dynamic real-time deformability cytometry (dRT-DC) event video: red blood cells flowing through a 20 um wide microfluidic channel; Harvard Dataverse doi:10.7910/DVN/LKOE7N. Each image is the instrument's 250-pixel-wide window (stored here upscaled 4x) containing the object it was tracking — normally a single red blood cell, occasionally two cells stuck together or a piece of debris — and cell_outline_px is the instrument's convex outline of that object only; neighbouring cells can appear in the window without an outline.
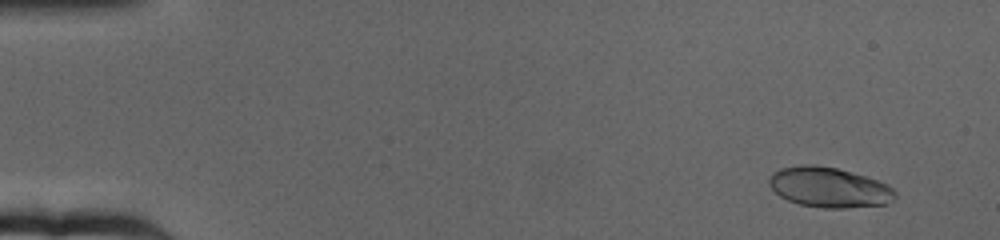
{"species": "human", "species_latin": "Homo sapiens", "temperature_condition": "cold", "stored_images_in_passage": 65, "camera_frame_rate_fps": 3000, "um_per_image_px": 0.085, "donor": {"sex": "female"}, "frame": {"image": 1, "passage_image": 5, "time_ms": 1.333, "image_size_px": [1000, 240], "cell_outline_px": [[896, 196], [888, 204], [848, 208], [824, 208], [800, 204], [788, 200], [780, 196], [768, 184], [768, 180], [772, 172], [780, 168], [800, 164], [812, 164], [836, 168], [864, 176], [888, 184], [896, 192]], "centroid_in_image_um": [70.46, 15.92], "position_along_channel_um": 14.5, "area_um2": 29.54}}
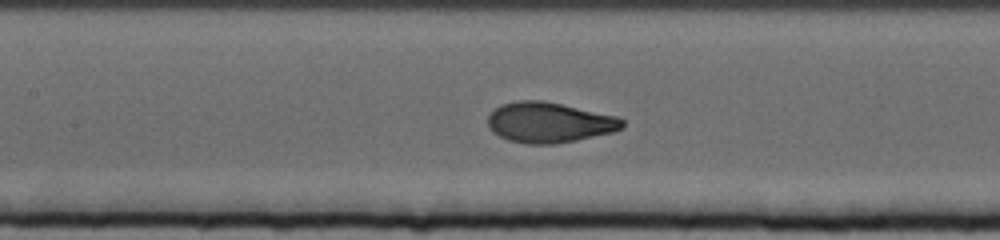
{"frame": {"image": 2, "passage_image": 31, "time_ms": 10.0, "image_size_px": [1000, 240], "cell_outline_px": [[624, 128], [612, 132], [576, 140], [556, 144], [528, 144], [508, 140], [492, 132], [488, 128], [488, 116], [500, 104], [516, 100], [544, 100], [616, 116], [624, 120]], "centroid_in_image_um": [46.66, 10.4], "position_along_channel_um": 160.7, "area_um2": 31.73}}
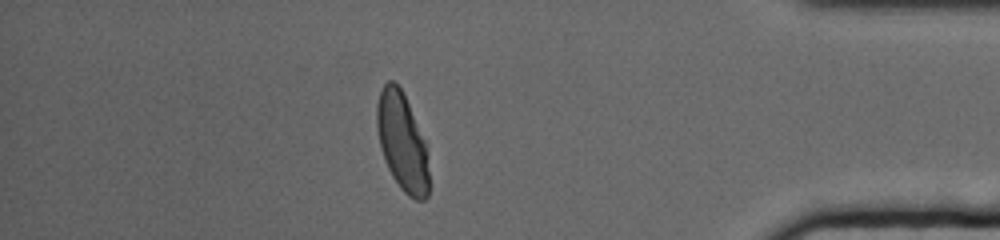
{"frame": {"image": 3, "passage_image": 57, "time_ms": 18.667, "image_size_px": [1000, 240], "cell_outline_px": [[428, 196], [424, 200], [416, 200], [408, 196], [400, 188], [392, 176], [384, 160], [380, 144], [376, 124], [376, 104], [380, 92], [384, 84], [388, 80], [392, 80], [400, 88], [408, 104], [424, 140], [428, 172]], "centroid_in_image_um": [34.15, 12.08], "position_along_channel_um": 401.0, "area_um2": 29.25}, "authors_computed_cell_mechanics": {"area_um2": 30.8652, "velocity_mm_per_s": 3.1622, "shape_relaxation_time_tau1_ms": 4.0841, "shape_relaxation_time_tau2_ms": null, "deformation_change_tau1": 0.2005, "deformation_change_tau2": null}}